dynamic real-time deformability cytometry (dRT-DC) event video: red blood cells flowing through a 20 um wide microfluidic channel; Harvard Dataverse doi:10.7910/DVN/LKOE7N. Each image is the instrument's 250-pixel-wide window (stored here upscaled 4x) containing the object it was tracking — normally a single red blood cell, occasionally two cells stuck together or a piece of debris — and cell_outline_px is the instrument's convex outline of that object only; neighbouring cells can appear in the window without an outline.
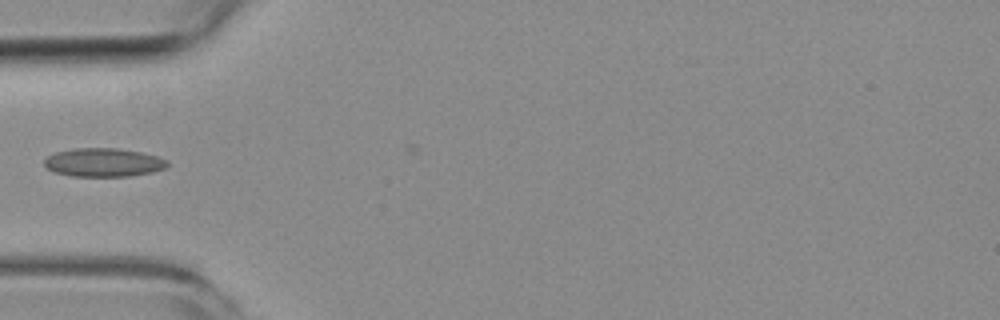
{"species": "common noctule bat (a hibernating species)", "species_latin": "Nyctalus noctula", "temperature_condition": "room temperature", "stored_images_in_passage": 4, "camera_frame_rate_fps": 3000, "um_per_image_px": 0.085, "animal": {"sex": "female", "body_mass_g": 19.3, "forearm_length_mm": 54.1}, "frame": {"image": 1, "passage_image": 4, "time_ms": 3.333, "image_size_px": [1000, 320], "cell_outline_px": [[168, 164], [164, 168], [152, 172], [128, 176], [72, 176], [56, 172], [44, 168], [44, 160], [48, 156], [56, 152], [72, 148], [116, 148], [140, 152], [156, 156], [168, 160]], "centroid_in_image_um": [8.76, 13.8], "position_along_channel_um": 76.2, "area_um2": 20.4}}